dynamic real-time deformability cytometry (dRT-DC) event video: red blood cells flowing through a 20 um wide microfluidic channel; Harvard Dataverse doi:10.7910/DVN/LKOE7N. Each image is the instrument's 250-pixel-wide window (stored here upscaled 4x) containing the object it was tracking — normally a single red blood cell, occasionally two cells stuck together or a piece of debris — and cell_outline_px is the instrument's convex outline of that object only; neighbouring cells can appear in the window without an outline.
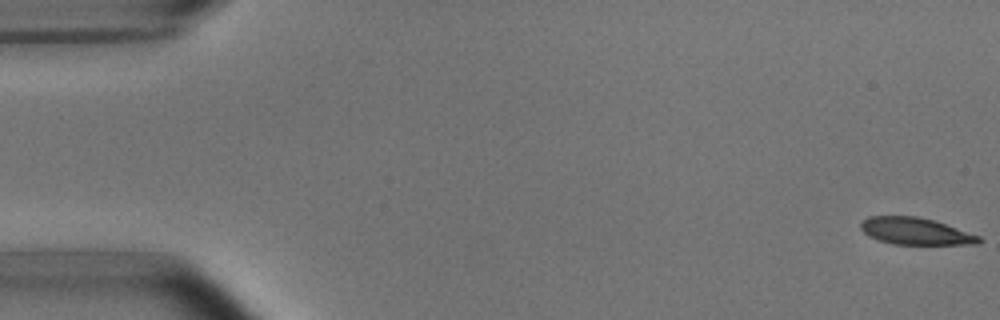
{"species": "common noctule bat (a hibernating species)", "species_latin": "Nyctalus noctula", "temperature_condition": "room temperature", "stored_images_in_passage": 5, "camera_frame_rate_fps": 3000, "um_per_image_px": 0.085, "animal": {"sex": "male", "body_mass_g": 15.6}, "frame": {"image": 1, "passage_image": 1, "time_ms": 0.0, "image_size_px": [1000, 320], "cell_outline_px": [[984, 240], [980, 244], [892, 244], [868, 236], [860, 228], [860, 224], [868, 216], [916, 216], [932, 220], [980, 236]], "centroid_in_image_um": [77.81, 19.66], "position_along_channel_um": 7.2, "area_um2": 18.38}}
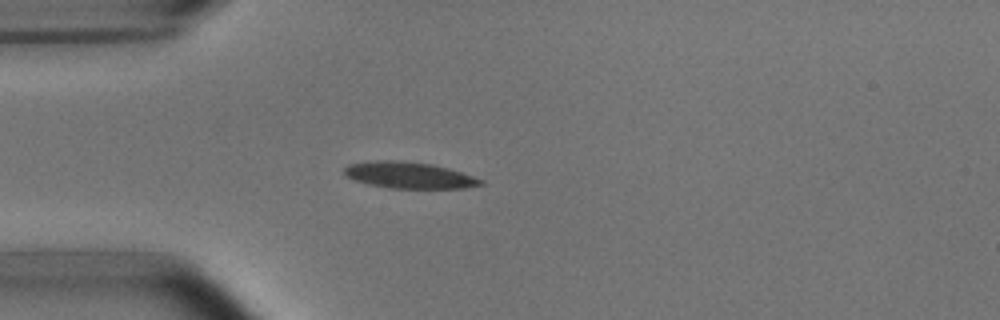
{"frame": {"image": 2, "passage_image": 5, "time_ms": 4.667, "image_size_px": [1000, 320], "cell_outline_px": [[484, 184], [464, 188], [388, 188], [368, 184], [344, 176], [344, 168], [348, 164], [376, 160], [400, 160], [432, 164], [448, 168], [484, 180]], "centroid_in_image_um": [34.75, 14.89], "position_along_channel_um": 50.3, "area_um2": 20.98}}